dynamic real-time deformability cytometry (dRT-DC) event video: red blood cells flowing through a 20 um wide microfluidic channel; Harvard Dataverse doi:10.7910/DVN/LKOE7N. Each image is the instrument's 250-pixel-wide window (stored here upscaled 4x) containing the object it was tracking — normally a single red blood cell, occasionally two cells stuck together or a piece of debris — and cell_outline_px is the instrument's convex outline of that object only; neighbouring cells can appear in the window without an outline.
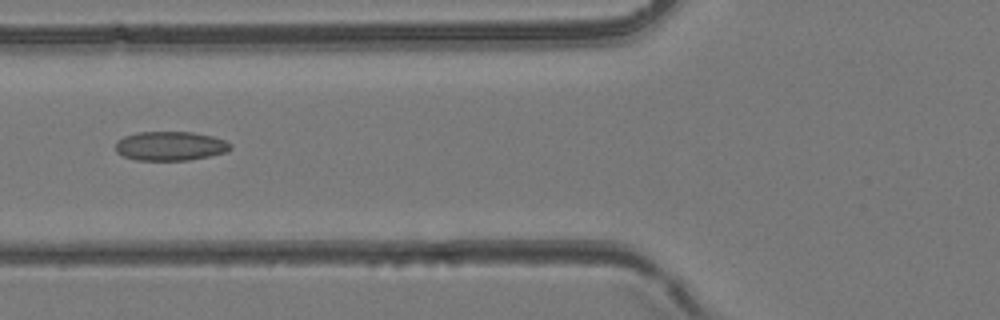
{"species": "common noctule bat (a hibernating species)", "species_latin": "Nyctalus noctula", "temperature_condition": "room temperature", "stored_images_in_passage": 45, "camera_frame_rate_fps": 3000, "um_per_image_px": 0.085, "animal": {"sex": "female", "body_mass_g": 24.6, "forearm_length_mm": 56.2}, "frame": {"image": 1, "passage_image": 18, "time_ms": 5.667, "image_size_px": [1000, 320], "cell_outline_px": [[232, 148], [224, 152], [208, 156], [188, 160], [136, 160], [124, 156], [116, 152], [116, 140], [124, 136], [136, 132], [192, 132], [212, 136], [224, 140], [232, 144]], "centroid_in_image_um": [14.45, 12.4], "position_along_channel_um": 111.4, "area_um2": 19.48}}
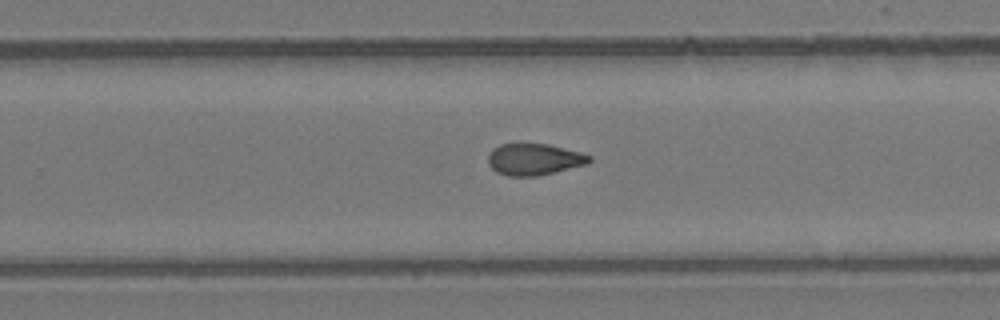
{"frame": {"image": 2, "passage_image": 29, "time_ms": 9.333, "image_size_px": [1000, 320], "cell_outline_px": [[592, 160], [588, 164], [536, 176], [508, 176], [496, 172], [488, 164], [488, 156], [492, 148], [500, 144], [548, 144], [580, 152], [592, 156]], "centroid_in_image_um": [45.4, 13.54], "position_along_channel_um": 284.4, "area_um2": 18.61}}
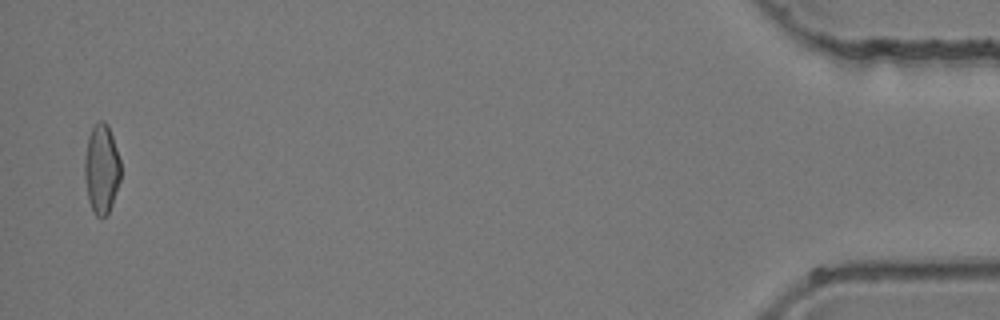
{"frame": {"image": 3, "passage_image": 44, "time_ms": 14.333, "image_size_px": [1000, 320], "cell_outline_px": [[120, 180], [112, 204], [108, 212], [104, 216], [96, 216], [88, 200], [84, 176], [84, 160], [88, 136], [92, 128], [100, 120], [104, 120], [108, 124], [120, 160]], "centroid_in_image_um": [8.62, 14.34], "position_along_channel_um": 426.6, "area_um2": 18.67}}